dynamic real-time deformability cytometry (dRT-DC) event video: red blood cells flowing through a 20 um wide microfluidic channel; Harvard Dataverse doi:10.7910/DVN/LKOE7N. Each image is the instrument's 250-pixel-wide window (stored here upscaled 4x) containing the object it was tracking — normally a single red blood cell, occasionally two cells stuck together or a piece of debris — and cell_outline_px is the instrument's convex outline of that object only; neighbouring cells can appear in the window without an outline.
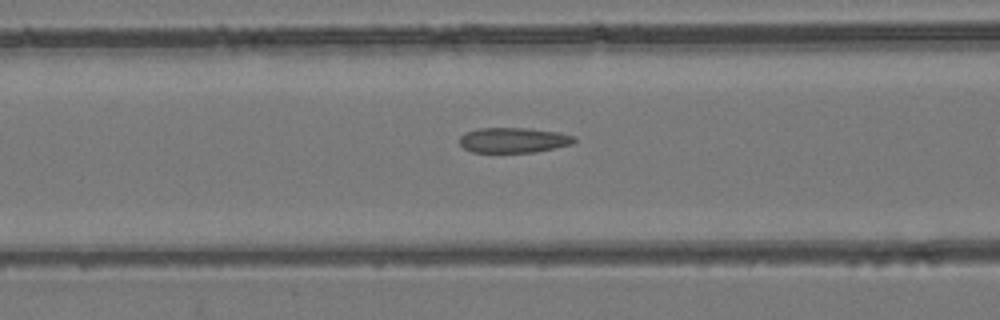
{"species": "common noctule bat (a hibernating species)", "species_latin": "Nyctalus noctula", "temperature_condition": "room temperature", "stored_images_in_passage": 34, "camera_frame_rate_fps": 3000, "um_per_image_px": 0.085, "animal": {"sex": "female", "body_mass_g": 24.6, "forearm_length_mm": 56.2}, "frame": {"image": 1, "passage_image": 12, "time_ms": 3.667, "image_size_px": [1000, 320], "cell_outline_px": [[576, 140], [572, 144], [536, 152], [472, 152], [464, 148], [460, 144], [460, 136], [464, 132], [480, 128], [528, 128], [560, 132], [572, 136]], "centroid_in_image_um": [43.63, 11.91], "position_along_channel_um": 123.0, "area_um2": 16.82}}
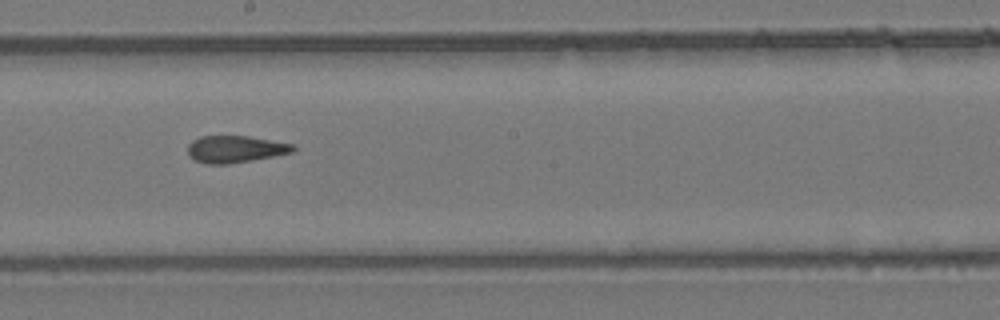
{"frame": {"image": 2, "passage_image": 20, "time_ms": 6.333, "image_size_px": [1000, 320], "cell_outline_px": [[296, 148], [292, 152], [252, 160], [228, 164], [204, 164], [188, 156], [188, 144], [192, 140], [200, 136], [248, 136], [292, 144]], "centroid_in_image_um": [19.94, 12.68], "position_along_channel_um": 228.3, "area_um2": 16.47}}
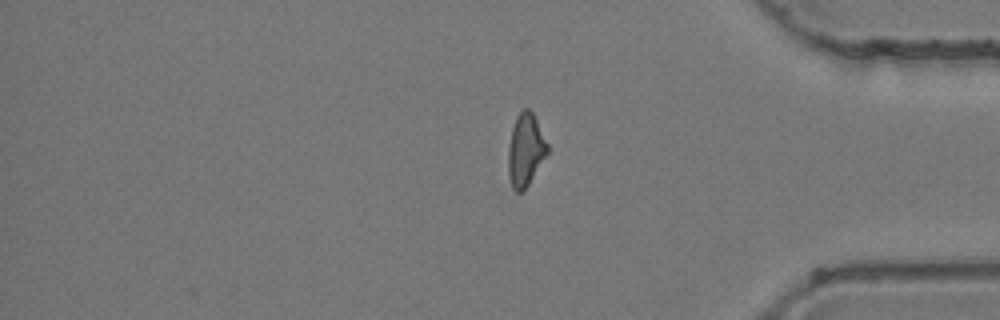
{"frame": {"image": 3, "passage_image": 34, "time_ms": 11.0, "image_size_px": [1000, 320], "cell_outline_px": [[548, 152], [528, 184], [520, 192], [516, 192], [512, 188], [508, 172], [508, 148], [512, 128], [516, 116], [524, 108], [528, 108], [532, 112], [548, 144]], "centroid_in_image_um": [44.65, 12.73], "position_along_channel_um": 390.5, "area_um2": 16.3}, "authors_computed_cell_mechanics": {"area_um2": 17.051, "velocity_mm_per_s": 3.9435, "shape_relaxation_time_tau1_ms": null, "shape_relaxation_time_tau2_ms": 1.3621, "deformation_change_tau1": null, "deformation_change_tau2": 0.0765}}